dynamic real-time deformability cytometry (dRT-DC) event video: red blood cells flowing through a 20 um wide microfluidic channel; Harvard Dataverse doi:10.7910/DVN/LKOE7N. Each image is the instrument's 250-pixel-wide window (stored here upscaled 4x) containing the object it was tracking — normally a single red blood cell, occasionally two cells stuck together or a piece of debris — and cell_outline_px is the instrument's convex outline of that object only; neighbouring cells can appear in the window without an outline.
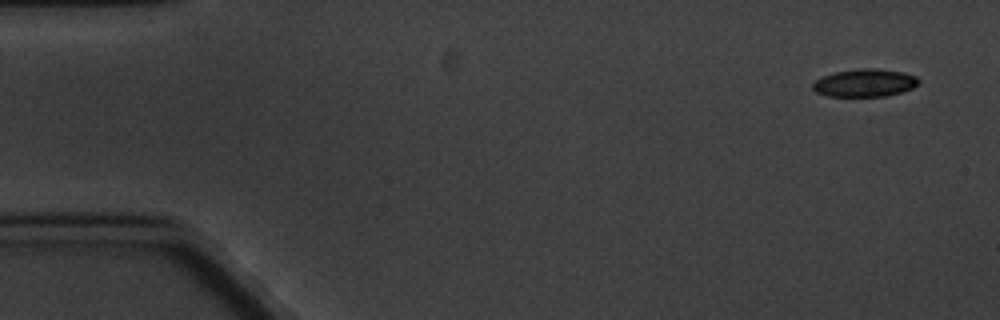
{"species": "common noctule bat (a hibernating species)", "species_latin": "Nyctalus noctula", "temperature_condition": "cold", "stored_images_in_passage": 5, "camera_frame_rate_fps": 3000, "um_per_image_px": 0.085, "animal": {"sex": "male", "body_mass_g": 20.1, "forearm_length_mm": 53.5}, "frame": {"image": 1, "passage_image": 1, "time_ms": 0.0, "image_size_px": [1000, 320], "cell_outline_px": [[920, 84], [912, 88], [888, 96], [828, 96], [816, 92], [812, 88], [812, 84], [816, 80], [824, 76], [836, 72], [860, 68], [876, 68], [904, 72], [916, 76], [920, 80]], "centroid_in_image_um": [73.54, 7.04], "position_along_channel_um": 11.5, "area_um2": 17.17}}
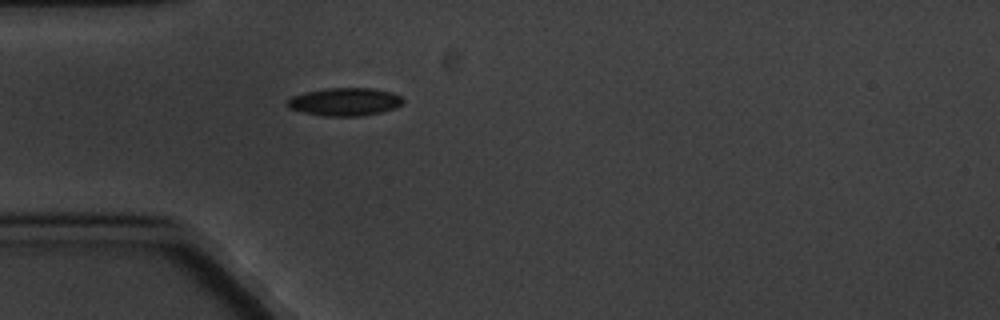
{"frame": {"image": 2, "passage_image": 5, "time_ms": 4.667, "image_size_px": [1000, 320], "cell_outline_px": [[404, 100], [396, 108], [380, 112], [360, 116], [324, 116], [304, 112], [288, 108], [284, 104], [292, 96], [304, 92], [324, 88], [372, 88], [392, 92], [400, 96]], "centroid_in_image_um": [29.27, 8.64], "position_along_channel_um": 55.7, "area_um2": 18.9}}